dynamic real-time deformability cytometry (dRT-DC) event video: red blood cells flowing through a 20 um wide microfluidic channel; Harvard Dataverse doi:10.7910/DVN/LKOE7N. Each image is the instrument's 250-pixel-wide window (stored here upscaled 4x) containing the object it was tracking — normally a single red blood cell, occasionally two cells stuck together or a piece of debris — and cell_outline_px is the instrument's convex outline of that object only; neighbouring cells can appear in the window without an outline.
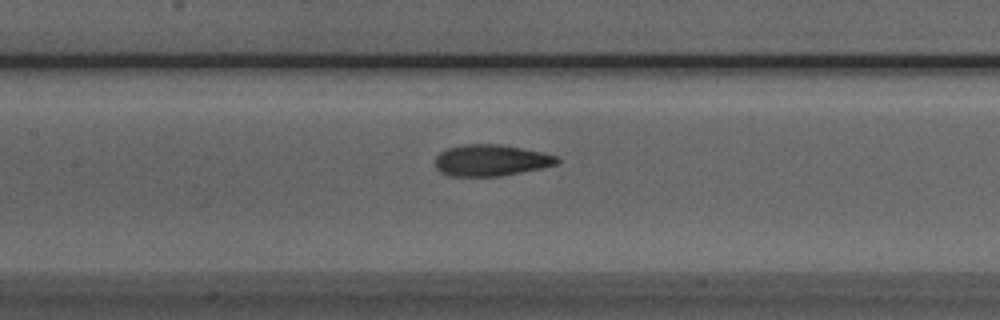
{"species": "Egyptian fruit bat (a non-hibernating species)", "species_latin": "Rousettus aegyptiacus", "temperature_condition": "room temperature", "stored_images_in_passage": 28, "camera_frame_rate_fps": 3000, "um_per_image_px": 0.085, "animal": {"sex": "male"}, "frame": {"image": 1, "passage_image": 10, "time_ms": 3.0, "image_size_px": [1000, 320], "cell_outline_px": [[560, 164], [500, 176], [448, 176], [440, 172], [436, 168], [436, 156], [440, 152], [448, 148], [464, 144], [500, 144], [544, 152], [556, 156], [560, 160]], "centroid_in_image_um": [41.74, 13.62], "position_along_channel_um": 165.7, "area_um2": 22.37}}
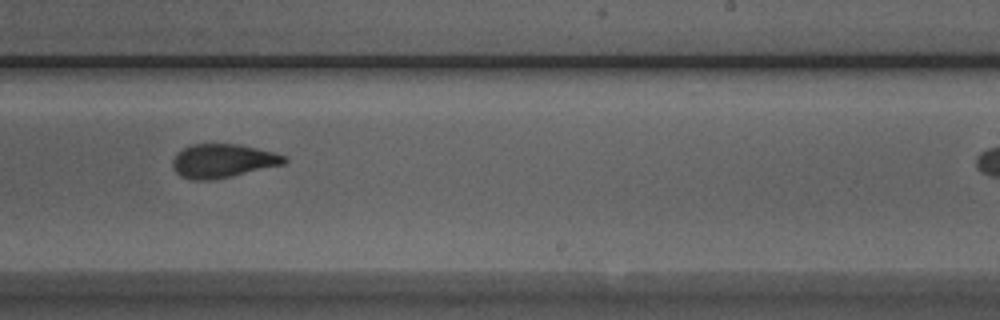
{"frame": {"image": 2, "passage_image": 18, "time_ms": 5.667, "image_size_px": [1000, 320], "cell_outline_px": [[288, 160], [284, 164], [232, 176], [212, 180], [192, 180], [180, 176], [172, 168], [172, 160], [176, 152], [192, 144], [240, 144], [272, 152], [284, 156]], "centroid_in_image_um": [18.89, 13.68], "position_along_channel_um": 270.1, "area_um2": 21.96}}
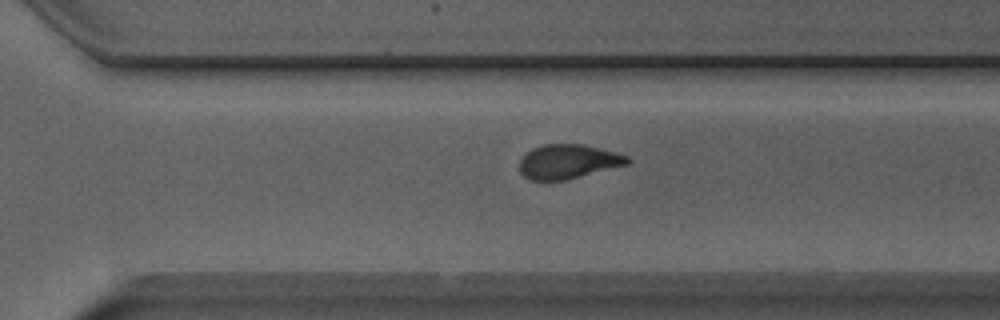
{"frame": {"image": 3, "passage_image": 22, "time_ms": 7.0, "image_size_px": [1000, 320], "cell_outline_px": [[632, 160], [628, 164], [564, 180], [532, 180], [524, 176], [520, 172], [520, 160], [532, 148], [544, 144], [580, 144], [616, 152], [628, 156]], "centroid_in_image_um": [48.3, 13.73], "position_along_channel_um": 322.3, "area_um2": 21.27}}